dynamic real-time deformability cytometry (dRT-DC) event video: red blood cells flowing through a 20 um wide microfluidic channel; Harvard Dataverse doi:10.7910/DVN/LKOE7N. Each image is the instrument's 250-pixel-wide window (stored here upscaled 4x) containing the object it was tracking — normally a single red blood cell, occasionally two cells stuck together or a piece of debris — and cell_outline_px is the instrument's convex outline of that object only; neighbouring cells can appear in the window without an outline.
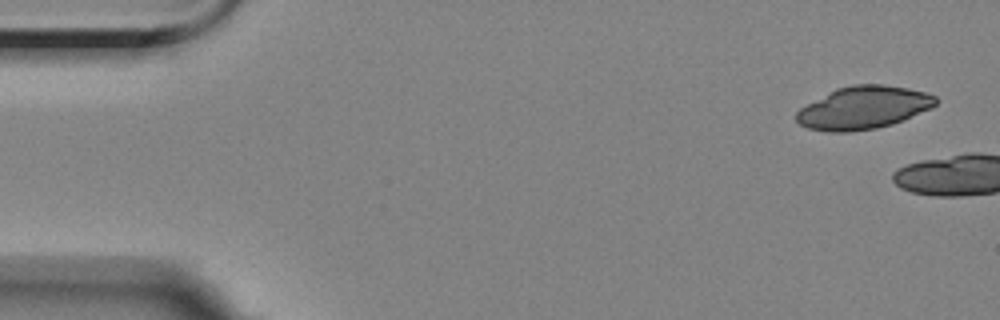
{"species": "Egyptian fruit bat (a non-hibernating species)", "species_latin": "Rousettus aegyptiacus", "temperature_condition": "room temperature", "stored_images_in_passage": 11, "camera_frame_rate_fps": 3000, "um_per_image_px": 0.085, "animal": {"sex": "female"}, "frame": {"image": 1, "passage_image": 1, "time_ms": 0.0, "image_size_px": [1000, 320], "cell_outline_px": [[940, 100], [932, 108], [892, 124], [876, 128], [848, 132], [828, 132], [808, 128], [800, 124], [796, 120], [796, 112], [800, 108], [836, 88], [852, 84], [884, 84], [908, 88], [924, 92], [936, 96]], "centroid_in_image_um": [73.4, 9.15], "position_along_channel_um": 11.6, "area_um2": 34.74}}
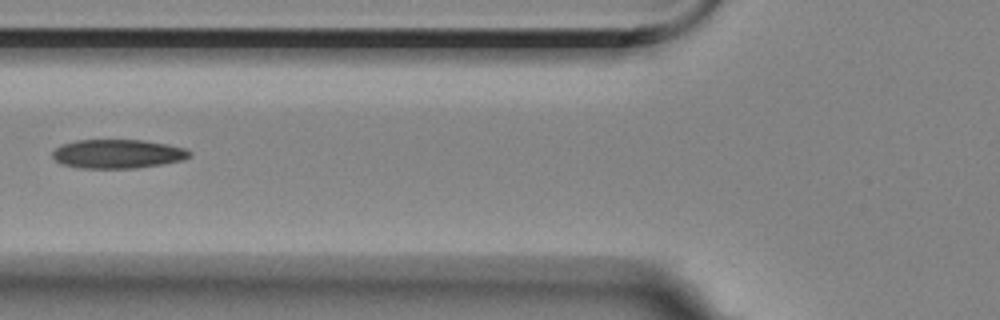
{"frame": {"image": 2, "passage_image": 7, "time_ms": 8.0, "image_size_px": [1000, 320], "cell_outline_px": [[192, 152], [184, 160], [136, 168], [80, 168], [64, 164], [56, 160], [52, 156], [52, 152], [60, 144], [76, 140], [144, 140], [184, 148]], "centroid_in_image_um": [9.97, 13.07], "position_along_channel_um": 115.8, "area_um2": 22.95}}
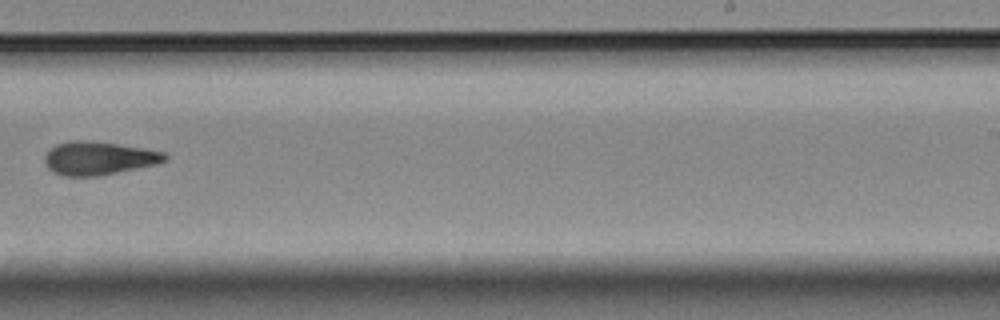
{"frame": {"image": 3, "passage_image": 11, "time_ms": 12.667, "image_size_px": [1000, 320], "cell_outline_px": [[168, 160], [156, 164], [100, 176], [64, 176], [48, 168], [44, 160], [44, 156], [56, 144], [68, 140], [88, 140], [144, 148], [164, 152], [168, 156]], "centroid_in_image_um": [8.4, 13.44], "position_along_channel_um": 280.6, "area_um2": 23.29}}